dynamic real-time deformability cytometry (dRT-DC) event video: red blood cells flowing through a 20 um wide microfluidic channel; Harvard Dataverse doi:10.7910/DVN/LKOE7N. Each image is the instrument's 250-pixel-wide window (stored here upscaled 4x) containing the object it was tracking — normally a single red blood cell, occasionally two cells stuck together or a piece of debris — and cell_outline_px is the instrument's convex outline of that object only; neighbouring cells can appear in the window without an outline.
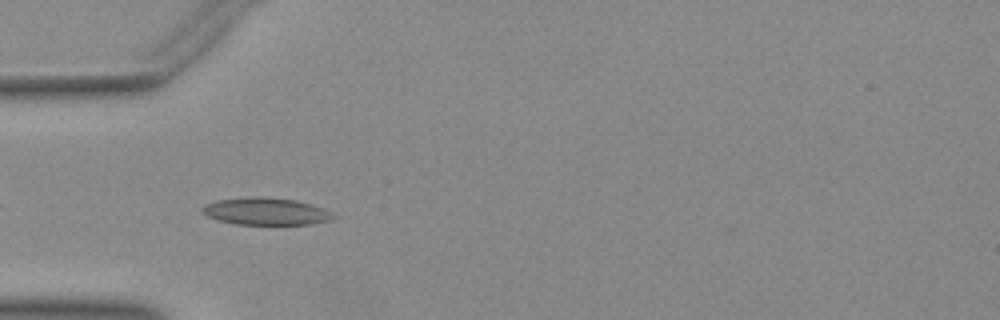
{"species": "Egyptian fruit bat (a non-hibernating species)", "species_latin": "Rousettus aegyptiacus", "temperature_condition": "warm", "stored_images_in_passage": 38, "camera_frame_rate_fps": 3000, "um_per_image_px": 0.085, "animal": {"sex": "female"}, "frame": {"image": 1, "passage_image": 3, "time_ms": 0.667, "image_size_px": [1000, 320], "cell_outline_px": [[336, 216], [332, 220], [308, 224], [236, 224], [216, 220], [200, 212], [200, 208], [204, 204], [216, 200], [248, 196], [264, 196], [296, 200], [324, 208]], "centroid_in_image_um": [22.54, 17.95], "position_along_channel_um": 62.5, "area_um2": 21.04}}
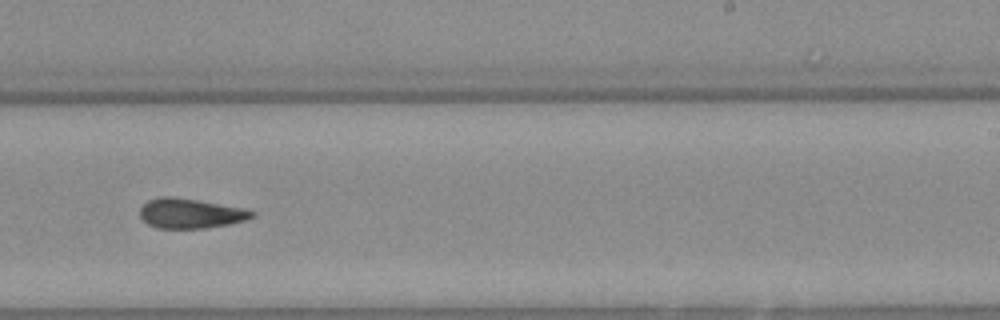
{"frame": {"image": 2, "passage_image": 19, "time_ms": 6.0, "image_size_px": [1000, 320], "cell_outline_px": [[256, 212], [252, 216], [244, 220], [228, 224], [204, 228], [156, 228], [148, 224], [140, 216], [140, 208], [148, 200], [160, 196], [172, 196], [196, 200], [240, 208]], "centroid_in_image_um": [16.11, 18.14], "position_along_channel_um": 272.9, "area_um2": 19.07}}
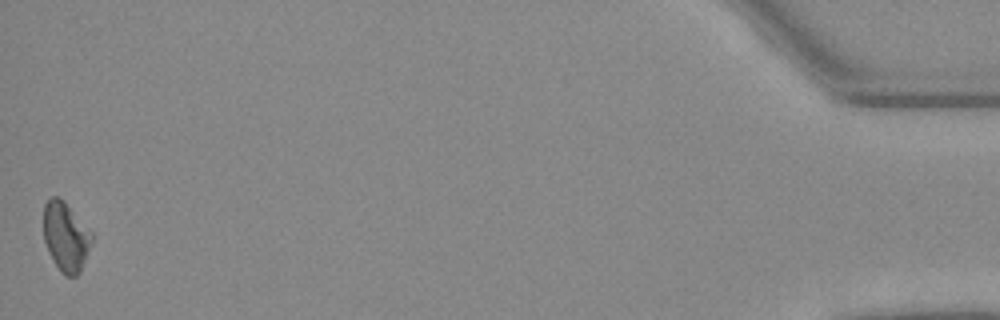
{"frame": {"image": 3, "passage_image": 38, "time_ms": 12.333, "image_size_px": [1000, 320], "cell_outline_px": [[92, 240], [80, 272], [76, 276], [64, 276], [60, 272], [48, 252], [44, 240], [44, 204], [52, 196], [56, 196], [64, 200], [92, 232]], "centroid_in_image_um": [5.58, 20.12], "position_along_channel_um": 429.6, "area_um2": 19.42}}